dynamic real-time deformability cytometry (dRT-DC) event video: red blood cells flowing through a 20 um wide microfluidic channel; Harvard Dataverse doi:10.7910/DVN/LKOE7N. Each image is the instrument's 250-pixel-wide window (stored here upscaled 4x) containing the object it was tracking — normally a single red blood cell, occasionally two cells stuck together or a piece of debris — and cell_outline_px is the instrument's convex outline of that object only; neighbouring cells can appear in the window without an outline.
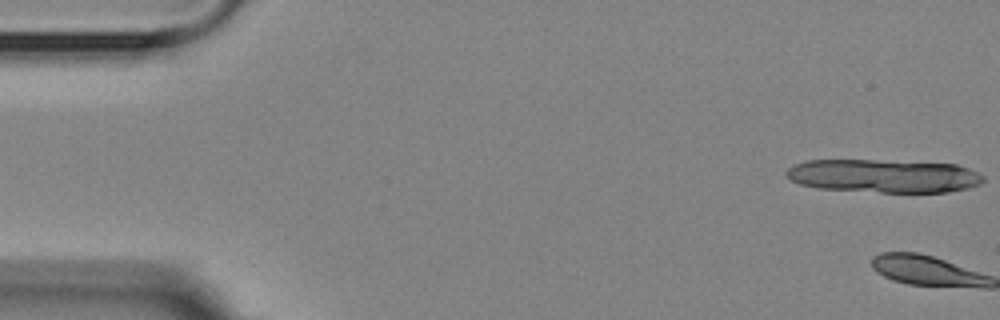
{"species": "Egyptian fruit bat (a non-hibernating species)", "species_latin": "Rousettus aegyptiacus", "temperature_condition": "room temperature", "stored_images_in_passage": 4, "camera_frame_rate_fps": 3000, "um_per_image_px": 0.085, "animal": {"sex": "female"}, "frame": {"image": 1, "passage_image": 1, "time_ms": 0.0, "image_size_px": [1000, 320], "cell_outline_px": [[984, 180], [980, 184], [968, 188], [948, 192], [880, 192], [820, 188], [800, 184], [792, 180], [784, 172], [788, 168], [796, 164], [808, 160], [872, 160], [956, 164], [968, 168], [984, 176]], "centroid_in_image_um": [75.13, 14.95], "position_along_channel_um": 9.9, "area_um2": 37.97}}